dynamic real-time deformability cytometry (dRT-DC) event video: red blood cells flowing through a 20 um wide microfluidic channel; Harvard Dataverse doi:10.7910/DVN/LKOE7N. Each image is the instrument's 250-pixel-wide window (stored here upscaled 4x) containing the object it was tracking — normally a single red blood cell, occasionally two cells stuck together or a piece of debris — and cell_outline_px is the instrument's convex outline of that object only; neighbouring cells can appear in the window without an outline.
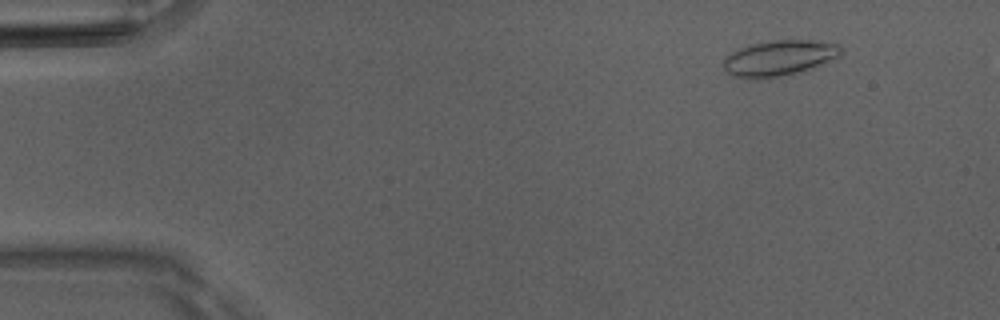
{"species": "Egyptian fruit bat (a non-hibernating species)", "species_latin": "Rousettus aegyptiacus", "temperature_condition": "room temperature", "stored_images_in_passage": 47, "camera_frame_rate_fps": 3000, "um_per_image_px": 0.085, "animal": {"sex": "male"}, "frame": {"image": 1, "passage_image": 2, "time_ms": 0.333, "image_size_px": [1000, 320], "cell_outline_px": [[844, 48], [840, 56], [812, 68], [800, 72], [768, 80], [748, 80], [732, 76], [724, 68], [724, 56], [748, 44], [772, 40], [812, 40], [840, 44]], "centroid_in_image_um": [66.22, 4.96], "position_along_channel_um": 18.8, "area_um2": 25.09}}
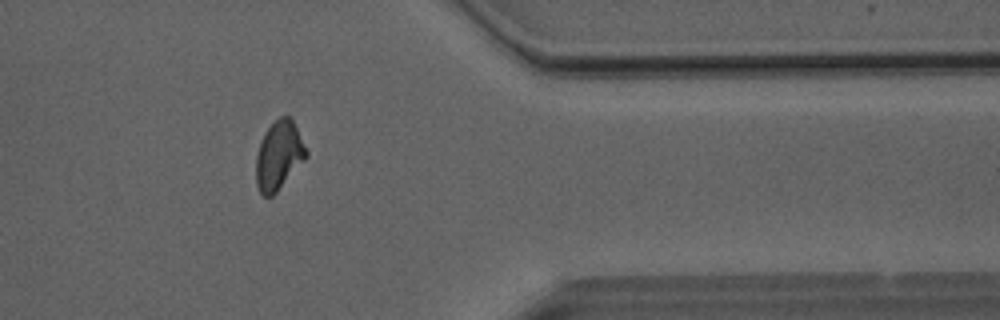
{"frame": {"image": 2, "passage_image": 38, "time_ms": 12.333, "image_size_px": [1000, 320], "cell_outline_px": [[308, 156], [276, 192], [272, 196], [264, 196], [260, 192], [256, 184], [256, 156], [264, 132], [280, 116], [292, 116], [308, 152]], "centroid_in_image_um": [23.71, 13.19], "position_along_channel_um": 387.7, "area_um2": 20.0}}
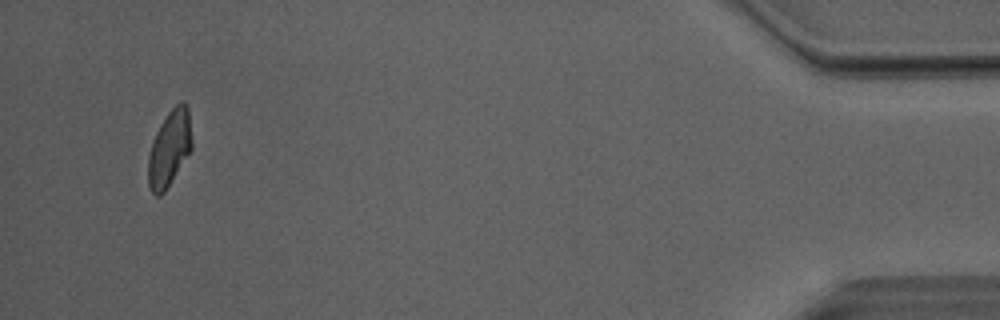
{"frame": {"image": 3, "passage_image": 45, "time_ms": 14.667, "image_size_px": [1000, 320], "cell_outline_px": [[192, 148], [164, 192], [160, 196], [156, 196], [152, 192], [148, 184], [148, 156], [152, 140], [160, 124], [168, 112], [180, 100], [184, 100], [188, 108], [192, 140]], "centroid_in_image_um": [14.39, 12.58], "position_along_channel_um": 420.8, "area_um2": 19.31}, "authors_computed_cell_mechanics": {"area_um2": 20.1722, "velocity_mm_per_s": 4.0697, "shape_relaxation_time_tau1_ms": 9.8942, "shape_relaxation_time_tau2_ms": 2.5505, "deformation_change_tau1": 0.2145, "deformation_change_tau2": 0.0904}}